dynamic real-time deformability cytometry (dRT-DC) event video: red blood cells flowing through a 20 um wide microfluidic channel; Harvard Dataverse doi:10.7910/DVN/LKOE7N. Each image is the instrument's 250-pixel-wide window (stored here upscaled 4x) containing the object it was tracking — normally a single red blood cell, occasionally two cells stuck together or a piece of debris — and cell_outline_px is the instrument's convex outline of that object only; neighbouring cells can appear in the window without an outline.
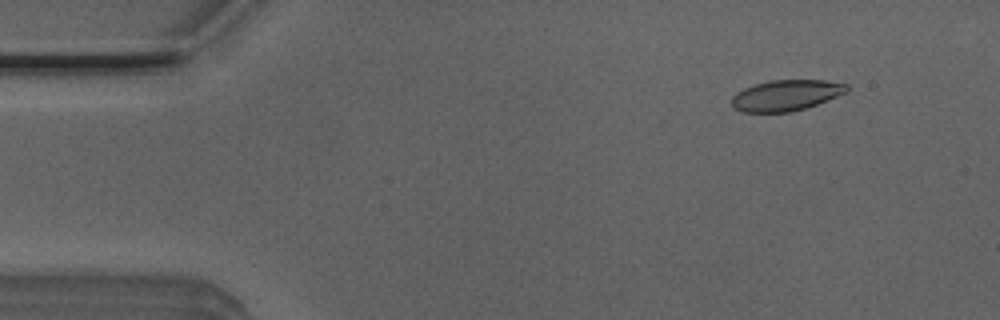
{"species": "Egyptian fruit bat (a non-hibernating species)", "species_latin": "Rousettus aegyptiacus", "temperature_condition": "room temperature", "stored_images_in_passage": 14, "camera_frame_rate_fps": 3000, "um_per_image_px": 0.085, "animal": {"sex": "male"}, "frame": {"image": 1, "passage_image": 6, "time_ms": 1.667, "image_size_px": [1000, 320], "cell_outline_px": [[848, 92], [816, 104], [792, 112], [744, 112], [732, 108], [732, 96], [736, 92], [744, 88], [756, 84], [772, 80], [824, 80], [848, 84]], "centroid_in_image_um": [66.8, 8.1], "position_along_channel_um": 18.2, "area_um2": 20.63}}